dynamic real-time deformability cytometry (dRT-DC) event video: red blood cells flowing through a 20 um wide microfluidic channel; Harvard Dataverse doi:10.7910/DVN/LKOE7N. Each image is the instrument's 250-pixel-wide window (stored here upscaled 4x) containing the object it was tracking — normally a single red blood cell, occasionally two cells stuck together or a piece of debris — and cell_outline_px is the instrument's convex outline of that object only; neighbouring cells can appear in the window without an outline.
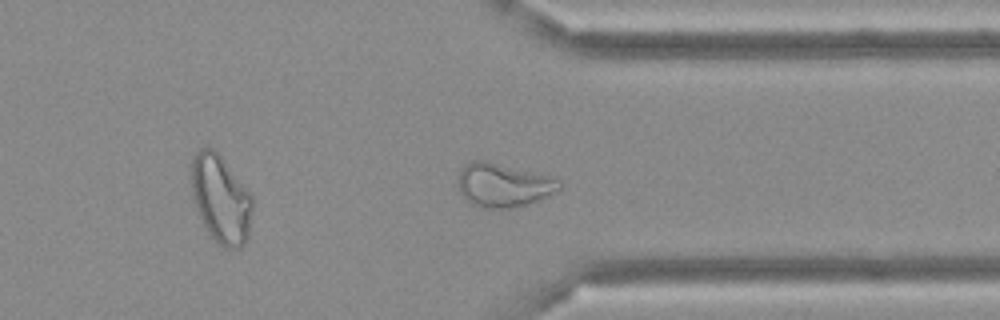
{"species": "Egyptian fruit bat (a non-hibernating species)", "species_latin": "Rousettus aegyptiacus", "temperature_condition": "cold", "stored_images_in_passage": 41, "camera_frame_rate_fps": 3000, "um_per_image_px": 0.085, "frame": {"image": 1, "passage_image": 30, "time_ms": 9.667, "image_size_px": [1000, 320], "cell_outline_px": [[564, 184], [560, 188], [528, 204], [508, 208], [484, 208], [472, 204], [464, 196], [460, 188], [460, 168], [472, 160], [484, 160], [556, 176]], "centroid_in_image_um": [42.84, 15.7], "position_along_channel_um": 368.6, "area_um2": 25.61}}